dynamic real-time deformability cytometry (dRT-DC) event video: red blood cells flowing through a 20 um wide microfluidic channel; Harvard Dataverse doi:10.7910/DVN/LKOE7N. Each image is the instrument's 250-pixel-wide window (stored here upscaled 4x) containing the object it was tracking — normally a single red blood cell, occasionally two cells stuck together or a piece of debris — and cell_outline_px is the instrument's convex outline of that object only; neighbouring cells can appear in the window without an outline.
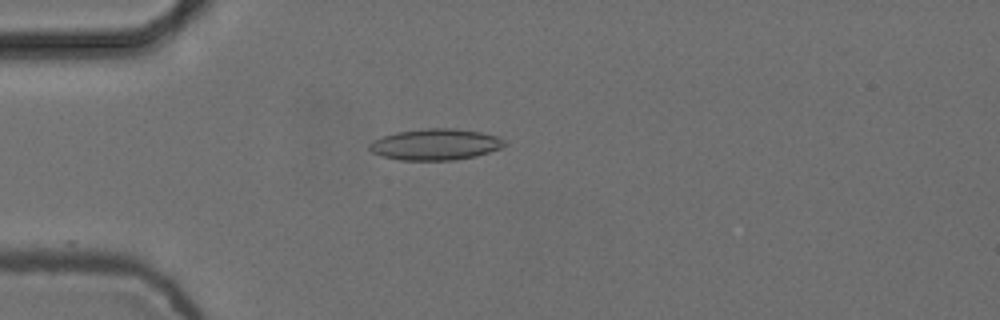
{"species": "common noctule bat (a hibernating species)", "species_latin": "Nyctalus noctula", "temperature_condition": "cold", "stored_images_in_passage": 5, "camera_frame_rate_fps": 3000, "um_per_image_px": 0.085, "animal": {"sex": "female", "body_mass_g": 24.6, "forearm_length_mm": 56.2}, "frame": {"image": 1, "passage_image": 4, "time_ms": 1.0, "image_size_px": [1000, 320], "cell_outline_px": [[504, 144], [500, 148], [476, 156], [456, 160], [400, 160], [384, 156], [372, 152], [368, 148], [368, 144], [372, 140], [396, 132], [424, 128], [456, 128], [480, 132], [500, 136], [504, 140]], "centroid_in_image_um": [37.0, 12.27], "position_along_channel_um": 48.0, "area_um2": 24.62}}